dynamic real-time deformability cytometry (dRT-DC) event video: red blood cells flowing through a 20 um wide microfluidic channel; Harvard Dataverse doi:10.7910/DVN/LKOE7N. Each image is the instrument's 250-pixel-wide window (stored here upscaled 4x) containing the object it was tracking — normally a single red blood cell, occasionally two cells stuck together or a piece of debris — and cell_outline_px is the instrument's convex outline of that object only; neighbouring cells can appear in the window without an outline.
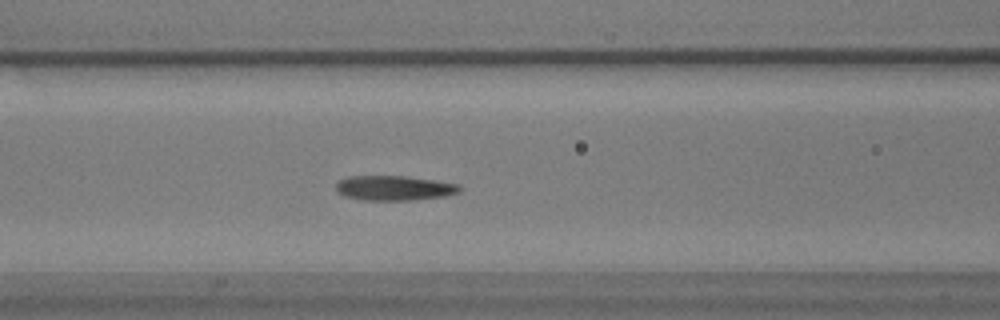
{"species": "common noctule bat (a hibernating species)", "species_latin": "Nyctalus noctula", "temperature_condition": "warm", "stored_images_in_passage": 54, "camera_frame_rate_fps": 3000, "um_per_image_px": 0.085, "animal": {"sex": "male", "body_mass_g": 17.9}, "frame": {"image": 1, "passage_image": 21, "time_ms": 6.667, "image_size_px": [1000, 320], "cell_outline_px": [[464, 188], [460, 192], [444, 196], [408, 200], [364, 200], [344, 196], [336, 188], [336, 184], [340, 180], [348, 176], [408, 176], [460, 184]], "centroid_in_image_um": [33.55, 15.97], "position_along_channel_um": 133.0, "area_um2": 17.86}}
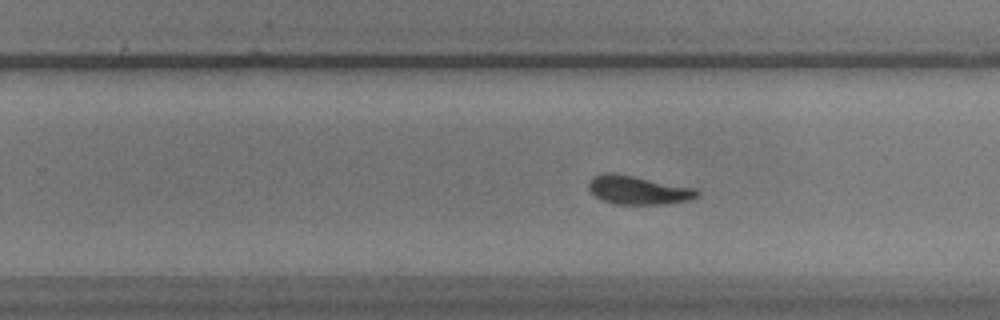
{"frame": {"image": 2, "passage_image": 33, "time_ms": 10.667, "image_size_px": [1000, 320], "cell_outline_px": [[700, 192], [696, 196], [688, 200], [668, 204], [616, 204], [604, 200], [596, 196], [588, 188], [588, 184], [592, 176], [608, 172], [632, 176], [696, 188]], "centroid_in_image_um": [54.24, 16.16], "position_along_channel_um": 275.6, "area_um2": 17.8}}
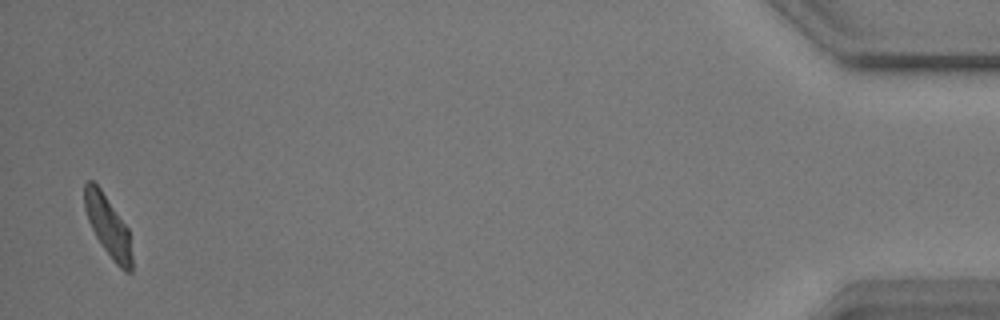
{"frame": {"image": 3, "passage_image": 53, "time_ms": 17.333, "image_size_px": [1000, 320], "cell_outline_px": [[132, 272], [124, 272], [112, 260], [100, 244], [88, 220], [84, 208], [84, 184], [88, 180], [92, 180], [100, 188], [128, 228], [132, 256]], "centroid_in_image_um": [9.18, 19.24], "position_along_channel_um": 426.0, "area_um2": 16.76}, "authors_computed_cell_mechanics": {"area_um2": 17.8024, "velocity_mm_per_s": 3.5775, "shape_relaxation_time_tau1_ms": 5.2176, "shape_relaxation_time_tau2_ms": 3.1462, "deformation_change_tau1": 0.1704, "deformation_change_tau2": 0.1219}}